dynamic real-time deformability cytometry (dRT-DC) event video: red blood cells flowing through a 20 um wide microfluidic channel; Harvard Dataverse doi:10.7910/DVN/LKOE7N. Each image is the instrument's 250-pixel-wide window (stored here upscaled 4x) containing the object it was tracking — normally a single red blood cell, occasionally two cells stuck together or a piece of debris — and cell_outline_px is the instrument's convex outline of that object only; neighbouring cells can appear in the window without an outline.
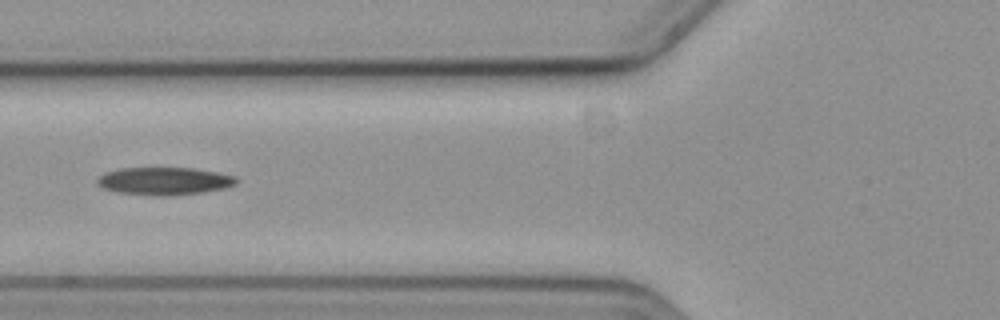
{"species": "common noctule bat (a hibernating species)", "species_latin": "Nyctalus noctula", "temperature_condition": "cold", "stored_images_in_passage": 19, "camera_frame_rate_fps": 3000, "um_per_image_px": 0.085, "animal": {"sex": "female", "body_mass_g": 19.3, "forearm_length_mm": 54.1}, "frame": {"image": 1, "passage_image": 6, "time_ms": 1.667, "image_size_px": [1000, 320], "cell_outline_px": [[236, 184], [224, 188], [200, 192], [160, 196], [120, 192], [104, 188], [96, 184], [96, 180], [104, 172], [120, 168], [192, 168], [216, 172], [236, 176]], "centroid_in_image_um": [13.94, 15.37], "position_along_channel_um": 111.9, "area_um2": 22.08}}
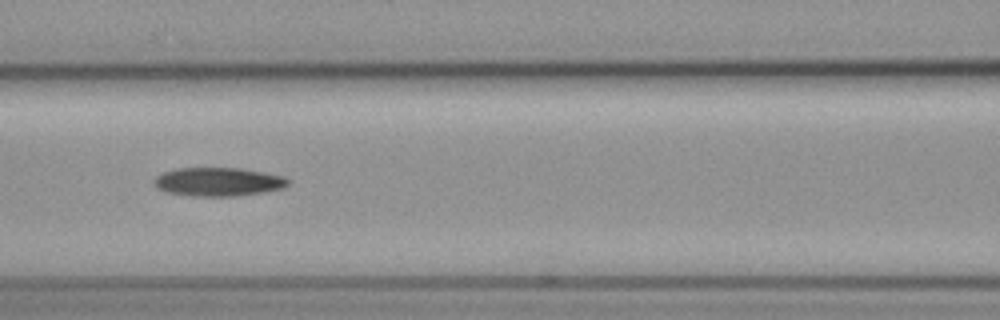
{"frame": {"image": 2, "passage_image": 9, "time_ms": 2.667, "image_size_px": [1000, 320], "cell_outline_px": [[288, 184], [284, 188], [264, 192], [240, 196], [192, 196], [164, 192], [156, 188], [152, 184], [152, 180], [156, 176], [164, 172], [176, 168], [240, 168], [264, 172], [284, 176], [288, 180]], "centroid_in_image_um": [18.51, 15.46], "position_along_channel_um": 148.1, "area_um2": 22.66}}